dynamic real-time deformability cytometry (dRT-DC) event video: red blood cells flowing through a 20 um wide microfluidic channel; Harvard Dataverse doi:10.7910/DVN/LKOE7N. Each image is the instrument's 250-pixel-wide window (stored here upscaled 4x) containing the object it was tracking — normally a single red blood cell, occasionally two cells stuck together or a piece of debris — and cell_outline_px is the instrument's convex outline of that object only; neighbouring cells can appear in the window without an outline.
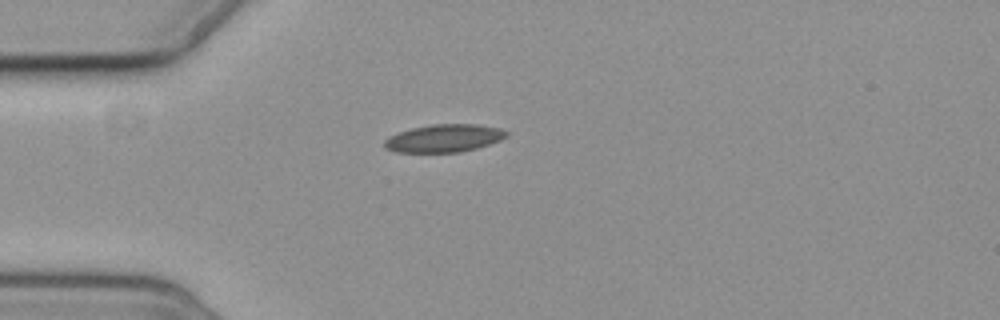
{"species": "common noctule bat (a hibernating species)", "species_latin": "Nyctalus noctula", "temperature_condition": "cold", "stored_images_in_passage": 1, "camera_frame_rate_fps": 3000, "um_per_image_px": 0.085, "animal": {"sex": "female", "body_mass_g": 19.3, "forearm_length_mm": 54.1}, "frame": {"image": 1, "passage_image": 1, "time_ms": 0.0, "image_size_px": [1000, 320], "cell_outline_px": [[508, 136], [500, 140], [476, 148], [460, 152], [396, 152], [384, 148], [384, 140], [388, 136], [412, 128], [432, 124], [476, 124], [500, 128], [508, 132]], "centroid_in_image_um": [37.73, 11.75], "position_along_channel_um": 47.3, "area_um2": 19.71}}